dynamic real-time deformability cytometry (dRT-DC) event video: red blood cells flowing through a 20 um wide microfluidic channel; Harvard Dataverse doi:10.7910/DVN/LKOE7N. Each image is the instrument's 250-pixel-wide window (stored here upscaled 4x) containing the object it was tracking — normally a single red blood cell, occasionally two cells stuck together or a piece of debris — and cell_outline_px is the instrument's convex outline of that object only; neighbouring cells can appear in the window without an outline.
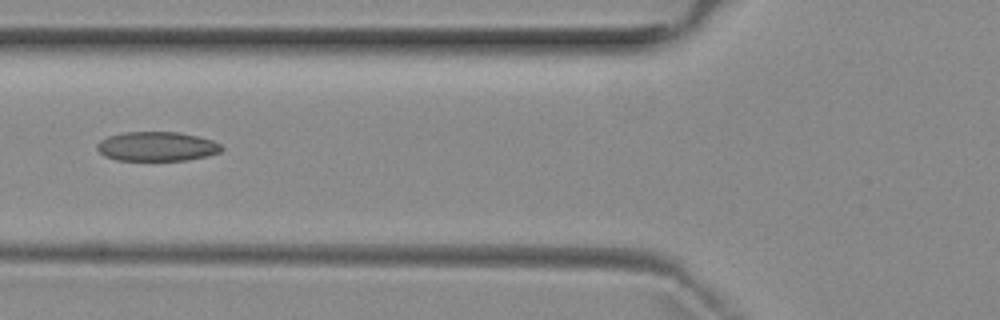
{"species": "common noctule bat (a hibernating species)", "species_latin": "Nyctalus noctula", "temperature_condition": "room temperature", "stored_images_in_passage": 8, "camera_frame_rate_fps": 3000, "um_per_image_px": 0.085, "animal": {"sex": "female", "body_mass_g": 29.2, "forearm_length_mm": 56.3}, "frame": {"image": 1, "passage_image": 6, "time_ms": 6.0, "image_size_px": [1000, 320], "cell_outline_px": [[224, 148], [220, 152], [208, 156], [188, 160], [116, 160], [104, 156], [96, 148], [96, 144], [100, 140], [108, 136], [124, 132], [180, 132], [212, 140], [220, 144]], "centroid_in_image_um": [13.33, 12.45], "position_along_channel_um": 112.5, "area_um2": 21.39}}
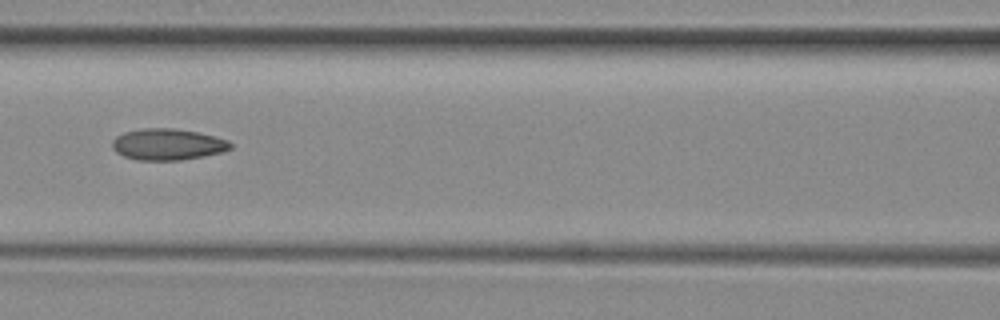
{"frame": {"image": 2, "passage_image": 7, "time_ms": 7.0, "image_size_px": [1000, 320], "cell_outline_px": [[232, 148], [220, 152], [204, 156], [180, 160], [136, 160], [124, 156], [116, 152], [112, 148], [112, 140], [116, 136], [124, 132], [140, 128], [176, 128], [200, 132], [228, 140], [232, 144]], "centroid_in_image_um": [14.24, 12.26], "position_along_channel_um": 152.4, "area_um2": 21.79}}